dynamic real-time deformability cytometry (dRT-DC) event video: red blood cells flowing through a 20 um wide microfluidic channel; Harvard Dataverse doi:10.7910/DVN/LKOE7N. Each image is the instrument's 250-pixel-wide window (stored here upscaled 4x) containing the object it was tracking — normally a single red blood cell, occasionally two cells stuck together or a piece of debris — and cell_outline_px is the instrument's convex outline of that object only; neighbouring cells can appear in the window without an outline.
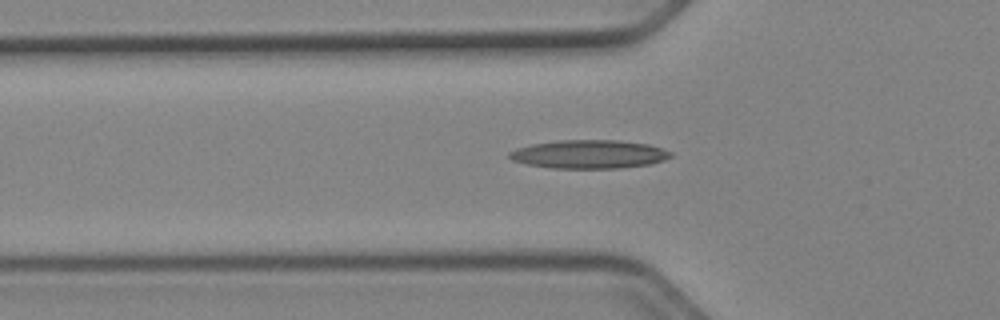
{"species": "Egyptian fruit bat (a non-hibernating species)", "species_latin": "Rousettus aegyptiacus", "temperature_condition": "cold", "stored_images_in_passage": 37, "camera_frame_rate_fps": 3000, "um_per_image_px": 0.085, "animal": {"sex": "female"}, "frame": {"image": 1, "passage_image": 6, "time_ms": 1.667, "image_size_px": [1000, 320], "cell_outline_px": [[672, 156], [664, 160], [648, 164], [620, 168], [552, 168], [528, 164], [512, 160], [508, 156], [508, 152], [516, 148], [532, 144], [560, 140], [620, 140], [648, 144], [672, 152]], "centroid_in_image_um": [50.06, 13.1], "position_along_channel_um": 75.7, "area_um2": 26.7}}
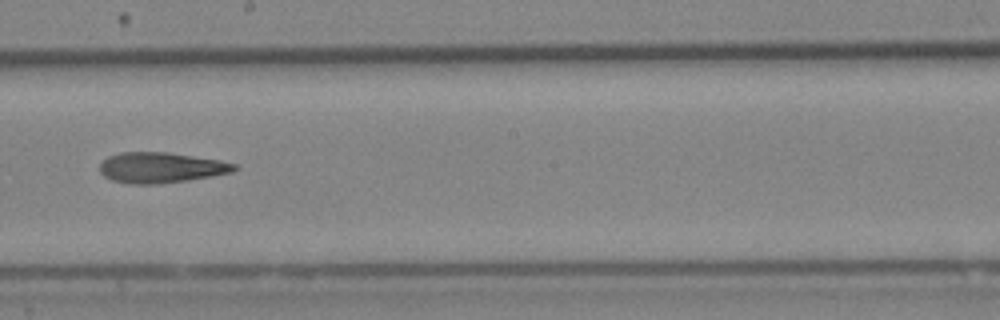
{"frame": {"image": 2, "passage_image": 18, "time_ms": 5.667, "image_size_px": [1000, 320], "cell_outline_px": [[240, 168], [232, 172], [212, 176], [188, 180], [160, 184], [128, 184], [112, 180], [104, 176], [100, 172], [100, 164], [108, 156], [120, 152], [168, 152], [220, 160], [236, 164]], "centroid_in_image_um": [13.69, 14.25], "position_along_channel_um": 234.5, "area_um2": 24.1}}
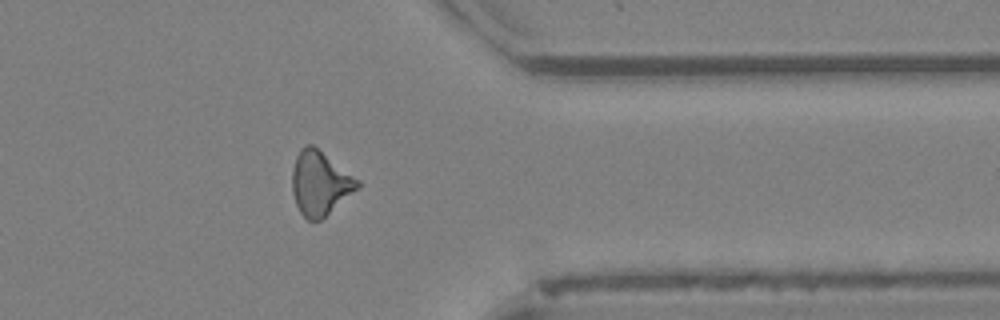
{"frame": {"image": 3, "passage_image": 30, "time_ms": 9.667, "image_size_px": [1000, 320], "cell_outline_px": [[360, 184], [356, 188], [320, 220], [308, 220], [300, 212], [296, 204], [292, 192], [292, 168], [296, 156], [300, 148], [304, 144], [312, 144], [360, 180]], "centroid_in_image_um": [27.15, 15.53], "position_along_channel_um": 384.3, "area_um2": 23.93}}